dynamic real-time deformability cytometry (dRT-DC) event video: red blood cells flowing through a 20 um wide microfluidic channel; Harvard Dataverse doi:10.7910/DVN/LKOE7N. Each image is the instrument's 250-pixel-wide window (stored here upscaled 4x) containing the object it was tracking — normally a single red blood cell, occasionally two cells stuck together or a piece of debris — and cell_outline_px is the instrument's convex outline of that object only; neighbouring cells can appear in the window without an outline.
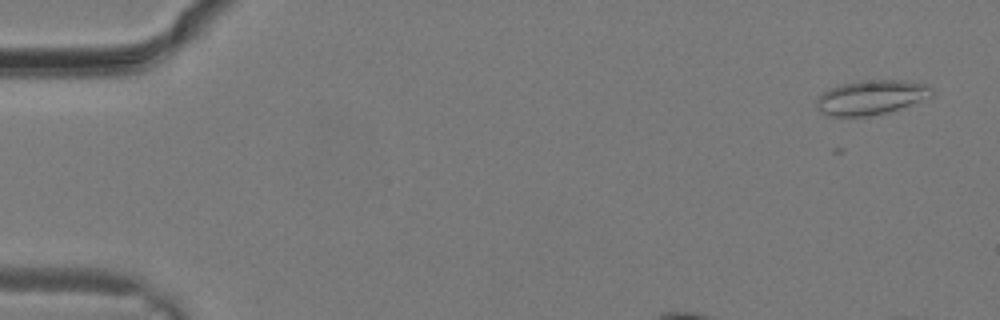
{"species": "common noctule bat (a hibernating species)", "species_latin": "Nyctalus noctula", "temperature_condition": "warm", "stored_images_in_passage": 8, "camera_frame_rate_fps": 3000, "um_per_image_px": 0.085, "animal": {"sex": "male", "body_mass_g": 19.2, "forearm_length_mm": 51.8}, "frame": {"image": 1, "passage_image": 2, "time_ms": 0.333, "image_size_px": [1000, 320], "cell_outline_px": [[936, 92], [932, 96], [900, 108], [888, 112], [868, 116], [828, 116], [820, 112], [816, 108], [816, 100], [828, 88], [840, 84], [860, 80], [904, 80], [928, 84]], "centroid_in_image_um": [74.05, 8.26], "position_along_channel_um": 11.0, "area_um2": 23.41}}